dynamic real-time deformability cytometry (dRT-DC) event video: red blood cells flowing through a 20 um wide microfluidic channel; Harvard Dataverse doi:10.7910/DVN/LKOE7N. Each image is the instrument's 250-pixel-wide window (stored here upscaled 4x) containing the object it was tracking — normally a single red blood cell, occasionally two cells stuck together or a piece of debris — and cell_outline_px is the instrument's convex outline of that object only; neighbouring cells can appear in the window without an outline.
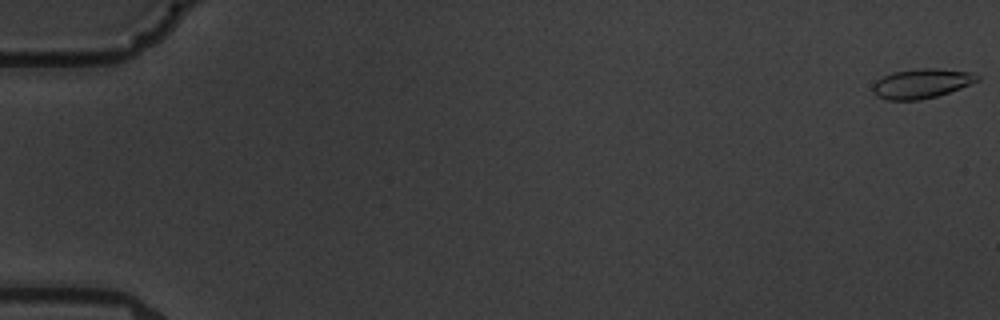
{"species": "common noctule bat (a hibernating species)", "species_latin": "Nyctalus noctula", "temperature_condition": "warm", "stored_images_in_passage": 6, "camera_frame_rate_fps": 3000, "um_per_image_px": 0.085, "animal": {"sex": "male", "body_mass_g": 19.5, "forearm_length_mm": 54.6}, "frame": {"image": 1, "passage_image": 1, "time_ms": 0.0, "image_size_px": [1000, 320], "cell_outline_px": [[980, 80], [960, 88], [936, 96], [920, 100], [888, 100], [876, 96], [872, 92], [872, 84], [876, 80], [892, 72], [920, 68], [936, 68], [972, 72], [980, 76]], "centroid_in_image_um": [78.31, 7.09], "position_along_channel_um": 6.7, "area_um2": 18.09}}
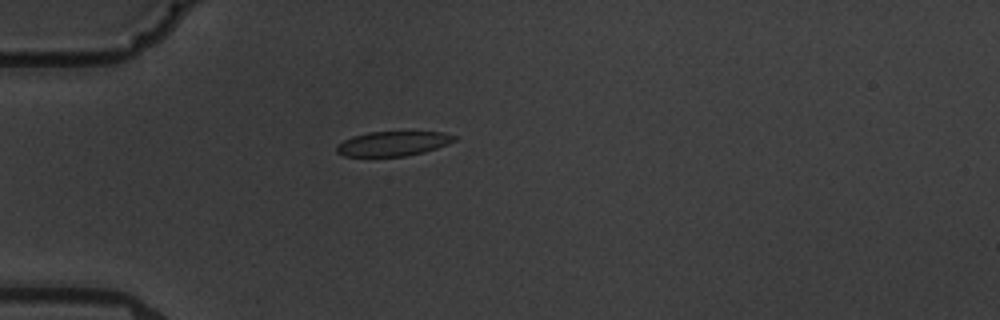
{"frame": {"image": 2, "passage_image": 5, "time_ms": 5.667, "image_size_px": [1000, 320], "cell_outline_px": [[456, 140], [448, 144], [424, 152], [404, 156], [344, 156], [336, 152], [336, 144], [352, 136], [368, 132], [444, 132], [456, 136]], "centroid_in_image_um": [33.38, 12.2], "position_along_channel_um": 51.6, "area_um2": 16.88}}